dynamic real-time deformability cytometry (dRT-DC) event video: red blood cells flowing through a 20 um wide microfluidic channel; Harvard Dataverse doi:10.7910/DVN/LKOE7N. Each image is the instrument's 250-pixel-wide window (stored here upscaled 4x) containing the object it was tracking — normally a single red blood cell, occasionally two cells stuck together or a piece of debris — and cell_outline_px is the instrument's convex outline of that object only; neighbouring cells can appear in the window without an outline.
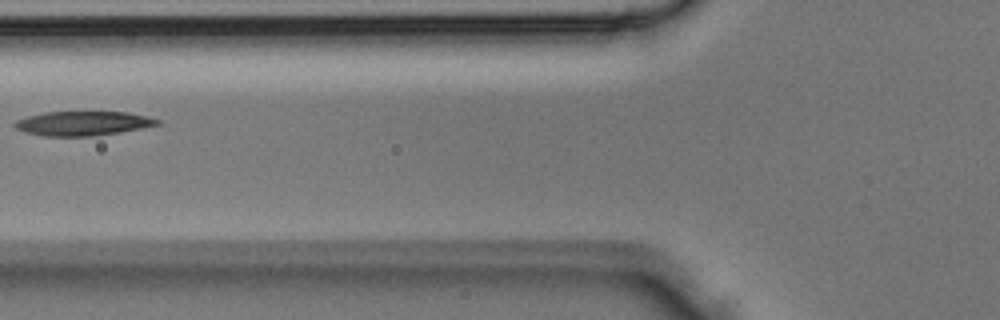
{"species": "Egyptian fruit bat (a non-hibernating species)", "species_latin": "Rousettus aegyptiacus", "temperature_condition": "room temperature", "stored_images_in_passage": 2, "camera_frame_rate_fps": 3000, "um_per_image_px": 0.085, "animal": {"sex": "male"}, "frame": {"image": 1, "passage_image": 2, "time_ms": 0.333, "image_size_px": [1000, 320], "cell_outline_px": [[160, 124], [120, 132], [96, 136], [44, 136], [24, 132], [16, 128], [12, 124], [16, 120], [28, 116], [44, 112], [128, 112], [160, 120]], "centroid_in_image_um": [7.0, 10.49], "position_along_channel_um": 118.8, "area_um2": 20.11}}